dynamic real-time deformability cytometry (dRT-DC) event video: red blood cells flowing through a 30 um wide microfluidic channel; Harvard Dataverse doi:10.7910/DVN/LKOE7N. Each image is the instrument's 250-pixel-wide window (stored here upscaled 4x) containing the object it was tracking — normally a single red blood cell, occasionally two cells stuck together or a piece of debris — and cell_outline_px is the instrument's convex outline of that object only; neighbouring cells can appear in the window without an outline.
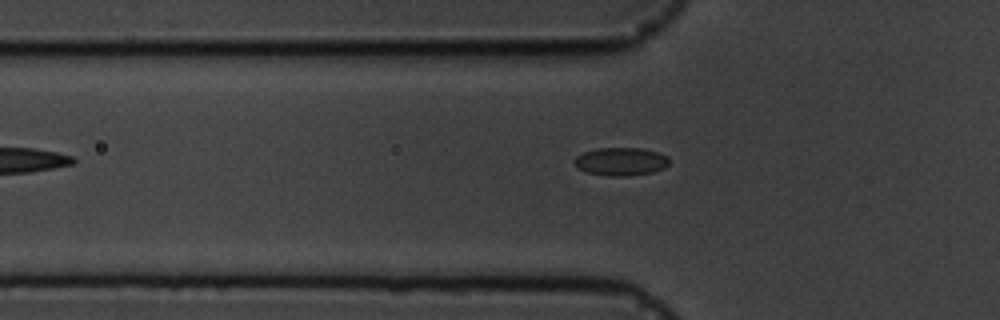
{"species": "common noctule bat (a hibernating species)", "species_latin": "Nyctalus noctula", "temperature_condition": "cold", "stored_images_in_passage": 5, "camera_frame_rate_fps": 3000, "um_per_image_px": 0.085, "animal": {"sex": "male", "body_mass_g": 19.5, "forearm_length_mm": 54.6}, "frame": {"image": 1, "passage_image": 5, "time_ms": 4.667, "image_size_px": [1000, 320], "cell_outline_px": [[668, 164], [664, 168], [652, 172], [628, 176], [608, 176], [588, 172], [580, 168], [572, 160], [576, 156], [584, 152], [596, 148], [640, 148], [656, 152], [668, 156]], "centroid_in_image_um": [52.77, 13.72], "position_along_channel_um": 73.0, "area_um2": 15.37}}